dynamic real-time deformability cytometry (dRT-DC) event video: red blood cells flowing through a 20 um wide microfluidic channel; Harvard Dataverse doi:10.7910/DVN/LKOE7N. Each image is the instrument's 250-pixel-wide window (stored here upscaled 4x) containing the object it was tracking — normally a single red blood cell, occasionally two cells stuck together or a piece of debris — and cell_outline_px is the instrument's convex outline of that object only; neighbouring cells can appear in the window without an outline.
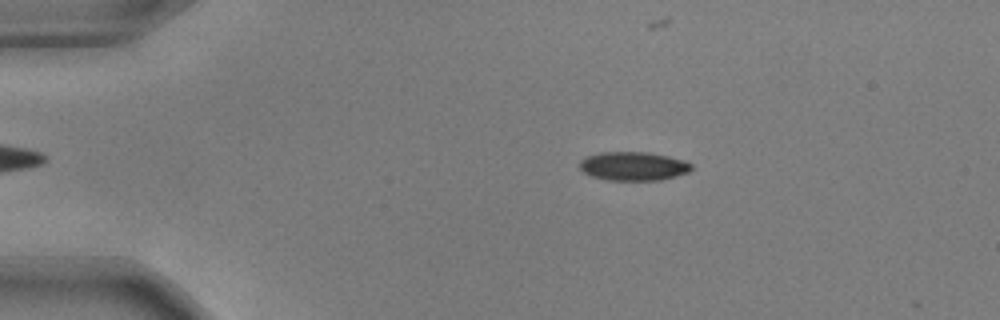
{"species": "common noctule bat (a hibernating species)", "species_latin": "Nyctalus noctula", "temperature_condition": "warm", "stored_images_in_passage": 6, "camera_frame_rate_fps": 3000, "um_per_image_px": 0.085, "animal": {"sex": "male", "body_mass_g": 17.9, "forearm_length_mm": 54.2}, "frame": {"image": 1, "passage_image": 2, "time_ms": 0.333, "image_size_px": [1000, 320], "cell_outline_px": [[692, 168], [688, 172], [660, 180], [608, 180], [592, 176], [584, 172], [580, 168], [580, 160], [588, 156], [600, 152], [648, 152], [668, 156], [684, 160], [692, 164]], "centroid_in_image_um": [53.84, 14.12], "position_along_channel_um": 31.2, "area_um2": 18.61}}